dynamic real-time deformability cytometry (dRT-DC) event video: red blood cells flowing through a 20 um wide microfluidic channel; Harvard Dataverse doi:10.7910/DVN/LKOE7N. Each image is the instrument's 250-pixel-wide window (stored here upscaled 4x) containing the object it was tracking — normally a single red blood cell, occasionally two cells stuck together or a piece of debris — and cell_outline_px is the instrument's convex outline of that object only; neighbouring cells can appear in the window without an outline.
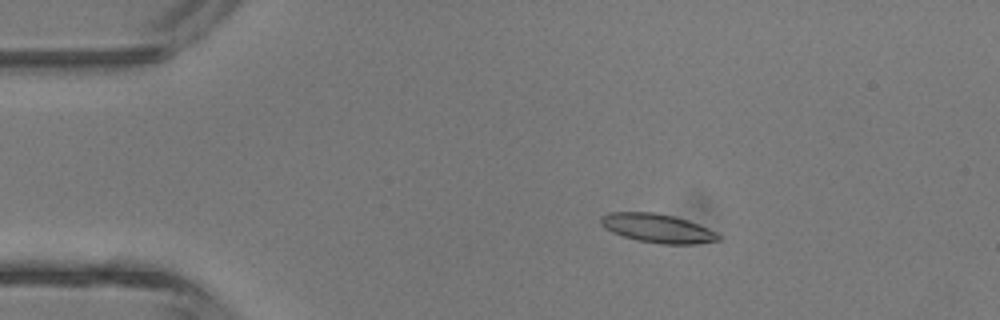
{"species": "common noctule bat (a hibernating species)", "species_latin": "Nyctalus noctula", "temperature_condition": "room temperature", "stored_images_in_passage": 5, "camera_frame_rate_fps": 3000, "um_per_image_px": 0.085, "animal": {"sex": "male", "body_mass_g": 13.3}, "frame": {"image": 1, "passage_image": 3, "time_ms": 2.333, "image_size_px": [1000, 320], "cell_outline_px": [[720, 240], [692, 244], [660, 244], [636, 240], [612, 232], [604, 228], [600, 224], [600, 216], [608, 212], [652, 212], [672, 216], [688, 220], [708, 228], [716, 232], [720, 236]], "centroid_in_image_um": [55.85, 19.4], "position_along_channel_um": 29.2, "area_um2": 19.77}}
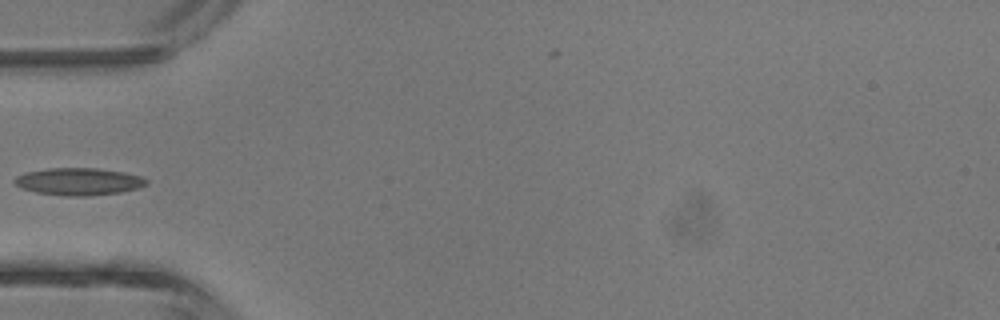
{"frame": {"image": 2, "passage_image": 5, "time_ms": 4.667, "image_size_px": [1000, 320], "cell_outline_px": [[148, 184], [140, 188], [120, 192], [88, 196], [68, 196], [36, 192], [24, 188], [16, 184], [12, 180], [16, 176], [24, 172], [48, 168], [100, 168], [124, 172], [140, 176], [148, 180]], "centroid_in_image_um": [6.71, 15.42], "position_along_channel_um": 78.3, "area_um2": 21.04}}